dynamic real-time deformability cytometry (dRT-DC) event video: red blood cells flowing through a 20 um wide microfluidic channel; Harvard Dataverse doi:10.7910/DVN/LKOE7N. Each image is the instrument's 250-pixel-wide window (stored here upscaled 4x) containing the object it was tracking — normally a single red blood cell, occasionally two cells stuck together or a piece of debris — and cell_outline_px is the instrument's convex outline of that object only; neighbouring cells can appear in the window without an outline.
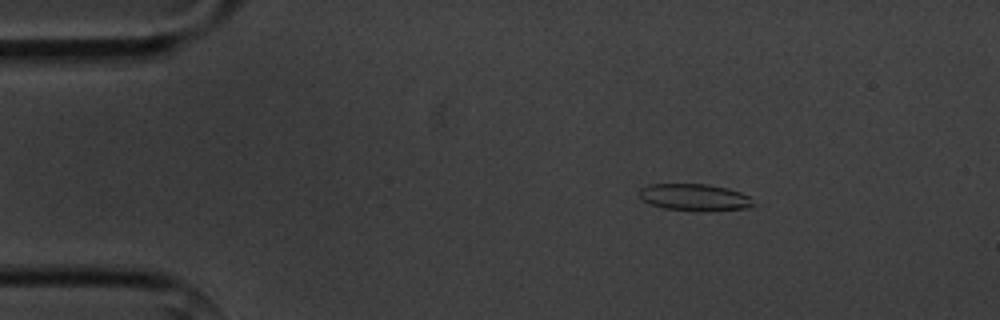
{"species": "common noctule bat (a hibernating species)", "species_latin": "Nyctalus noctula", "temperature_condition": "cold", "stored_images_in_passage": 4, "camera_frame_rate_fps": 3000, "um_per_image_px": 0.085, "animal": {"sex": "male", "body_mass_g": 20.1, "forearm_length_mm": 53.5}, "frame": {"image": 1, "passage_image": 3, "time_ms": 2.333, "image_size_px": [1000, 320], "cell_outline_px": [[756, 204], [748, 208], [712, 212], [664, 208], [640, 200], [640, 188], [648, 184], [708, 184], [728, 188], [740, 192], [748, 196]], "centroid_in_image_um": [59.07, 16.78], "position_along_channel_um": 25.9, "area_um2": 18.09}}